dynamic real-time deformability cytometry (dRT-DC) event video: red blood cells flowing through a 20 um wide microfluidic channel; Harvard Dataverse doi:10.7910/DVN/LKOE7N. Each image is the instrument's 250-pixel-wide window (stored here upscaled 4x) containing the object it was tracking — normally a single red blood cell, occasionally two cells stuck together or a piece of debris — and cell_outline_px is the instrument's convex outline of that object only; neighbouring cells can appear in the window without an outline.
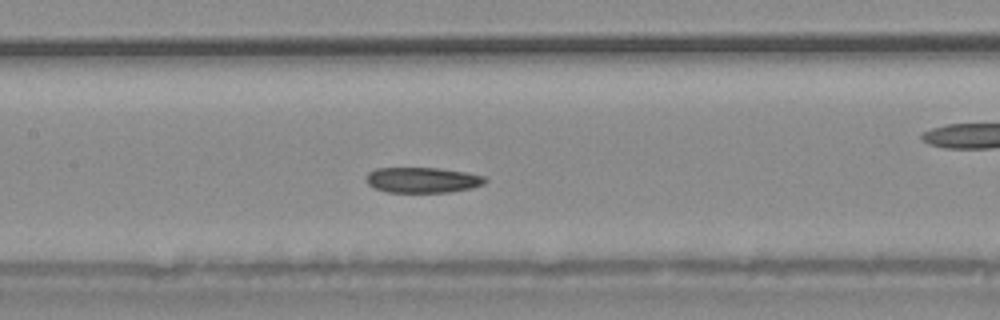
{"species": "common noctule bat (a hibernating species)", "species_latin": "Nyctalus noctula", "temperature_condition": "warm", "stored_images_in_passage": 39, "camera_frame_rate_fps": 3000, "um_per_image_px": 0.085, "animal": {"sex": "male", "body_mass_g": 20.4}, "frame": {"image": 1, "passage_image": 17, "time_ms": 5.333, "image_size_px": [1000, 320], "cell_outline_px": [[488, 180], [484, 184], [472, 188], [448, 192], [388, 192], [376, 188], [368, 184], [368, 172], [376, 168], [440, 168], [468, 172], [484, 176]], "centroid_in_image_um": [35.97, 15.29], "position_along_channel_um": 171.4, "area_um2": 17.63}}